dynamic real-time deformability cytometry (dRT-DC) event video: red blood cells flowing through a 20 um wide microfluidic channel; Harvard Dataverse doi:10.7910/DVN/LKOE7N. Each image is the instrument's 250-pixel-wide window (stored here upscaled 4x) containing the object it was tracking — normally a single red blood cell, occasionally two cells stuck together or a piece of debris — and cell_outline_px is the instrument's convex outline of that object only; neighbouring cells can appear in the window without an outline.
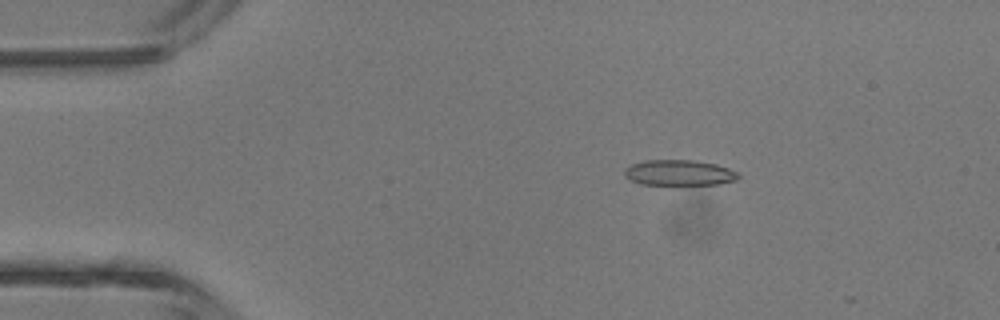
{"species": "common noctule bat (a hibernating species)", "species_latin": "Nyctalus noctula", "temperature_condition": "room temperature", "stored_images_in_passage": 3, "camera_frame_rate_fps": 3000, "um_per_image_px": 0.085, "animal": {"sex": "male", "body_mass_g": 13.3}, "frame": {"image": 1, "passage_image": 2, "time_ms": 1.0, "image_size_px": [1000, 320], "cell_outline_px": [[740, 176], [736, 180], [720, 184], [640, 184], [628, 180], [624, 176], [624, 168], [632, 164], [644, 160], [696, 160], [716, 164], [740, 172]], "centroid_in_image_um": [57.72, 14.68], "position_along_channel_um": 27.3, "area_um2": 17.17}}